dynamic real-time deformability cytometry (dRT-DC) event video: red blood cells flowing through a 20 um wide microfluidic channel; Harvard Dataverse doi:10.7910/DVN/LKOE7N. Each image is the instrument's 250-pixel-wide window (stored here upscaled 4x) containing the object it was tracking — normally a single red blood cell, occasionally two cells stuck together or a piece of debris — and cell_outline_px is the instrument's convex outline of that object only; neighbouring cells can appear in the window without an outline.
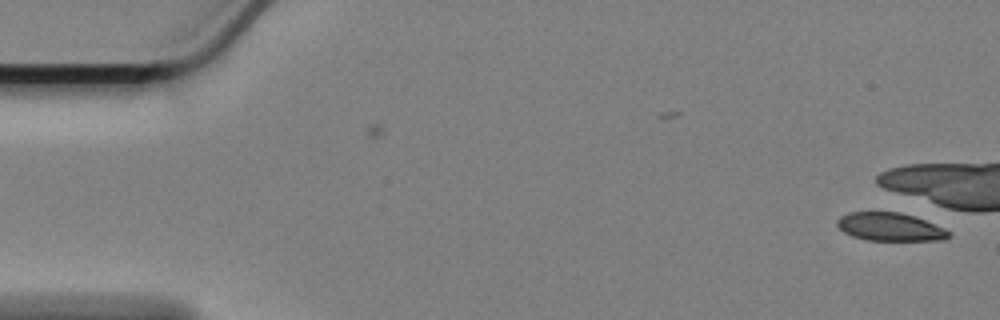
{"species": "Egyptian fruit bat (a non-hibernating species)", "species_latin": "Rousettus aegyptiacus", "temperature_condition": "cold", "stored_images_in_passage": 4, "camera_frame_rate_fps": 3000, "um_per_image_px": 0.085, "animal": {"sex": "female"}, "frame": {"image": 1, "passage_image": 1, "time_ms": 0.0, "image_size_px": [1000, 320], "cell_outline_px": [[952, 232], [948, 236], [940, 240], [868, 240], [852, 236], [844, 232], [836, 224], [836, 220], [840, 216], [848, 212], [900, 212], [924, 220], [944, 228]], "centroid_in_image_um": [75.61, 19.28], "position_along_channel_um": 9.4, "area_um2": 18.15}}